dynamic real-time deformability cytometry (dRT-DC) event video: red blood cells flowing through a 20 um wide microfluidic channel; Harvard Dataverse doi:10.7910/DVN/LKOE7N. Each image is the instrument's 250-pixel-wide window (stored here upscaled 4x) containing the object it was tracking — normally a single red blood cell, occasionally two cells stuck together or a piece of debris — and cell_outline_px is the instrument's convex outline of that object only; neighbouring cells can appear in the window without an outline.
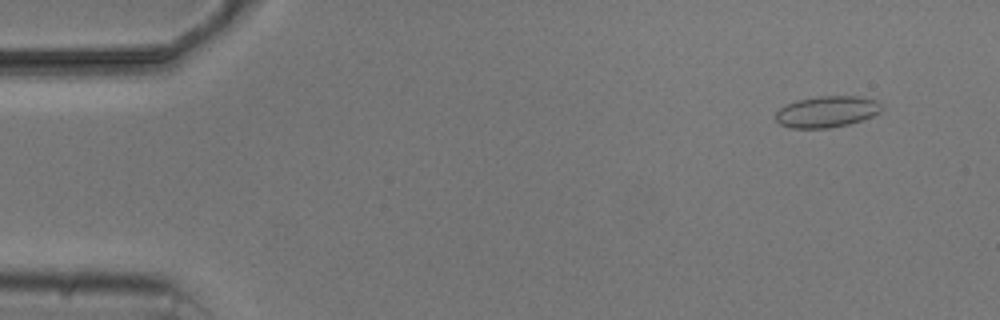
{"species": "common noctule bat (a hibernating species)", "species_latin": "Nyctalus noctula", "temperature_condition": "cold", "stored_images_in_passage": 5, "camera_frame_rate_fps": 3000, "um_per_image_px": 0.085, "animal": {"sex": "male", "body_mass_g": 20.5, "forearm_length_mm": 52.5}, "frame": {"image": 1, "passage_image": 2, "time_ms": 1.333, "image_size_px": [1000, 320], "cell_outline_px": [[884, 108], [880, 112], [872, 116], [848, 124], [828, 128], [792, 128], [780, 124], [776, 120], [776, 112], [784, 104], [796, 100], [820, 96], [860, 96], [876, 100], [884, 104]], "centroid_in_image_um": [70.3, 9.48], "position_along_channel_um": 14.7, "area_um2": 19.48}}